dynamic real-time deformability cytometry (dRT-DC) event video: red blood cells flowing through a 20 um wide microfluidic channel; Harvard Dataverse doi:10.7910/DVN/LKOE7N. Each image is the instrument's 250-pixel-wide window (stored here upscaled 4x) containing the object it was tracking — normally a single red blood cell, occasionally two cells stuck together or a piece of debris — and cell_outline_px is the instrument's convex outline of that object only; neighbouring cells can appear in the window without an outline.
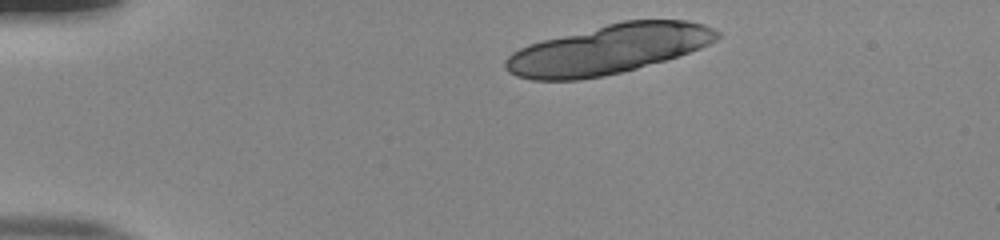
{"species": "human", "species_latin": "Homo sapiens", "temperature_condition": "room temperature", "stored_images_in_passage": 11, "camera_frame_rate_fps": 3000, "um_per_image_px": 0.085, "donor": {"sex": "male"}, "frame": {"image": 1, "passage_image": 1, "time_ms": 0.0, "image_size_px": [1000, 240], "cell_outline_px": [[720, 36], [716, 40], [700, 48], [664, 60], [636, 68], [604, 76], [580, 80], [532, 80], [516, 76], [508, 72], [504, 68], [504, 60], [512, 52], [520, 48], [544, 40], [624, 20], [688, 20], [704, 24], [720, 32]], "centroid_in_image_um": [51.71, 4.2], "position_along_channel_um": 33.3, "area_um2": 60.29}}